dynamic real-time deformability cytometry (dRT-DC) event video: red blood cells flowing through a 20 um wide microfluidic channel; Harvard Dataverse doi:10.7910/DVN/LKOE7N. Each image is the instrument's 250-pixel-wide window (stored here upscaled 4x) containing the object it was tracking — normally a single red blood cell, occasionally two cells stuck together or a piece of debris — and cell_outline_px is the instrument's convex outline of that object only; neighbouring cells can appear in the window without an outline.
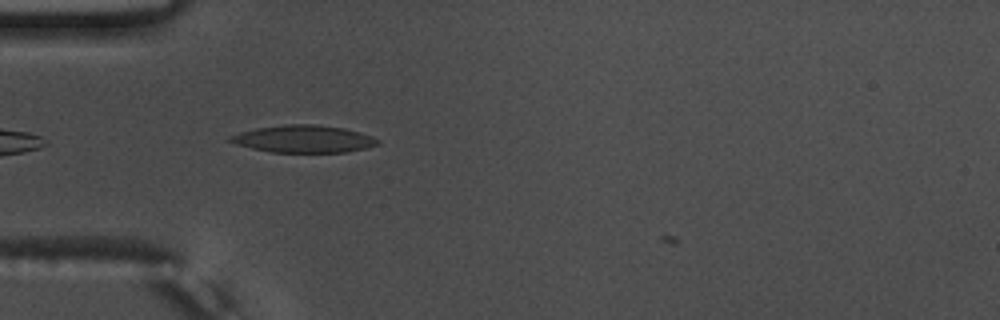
{"species": "common noctule bat (a hibernating species)", "species_latin": "Nyctalus noctula", "temperature_condition": "warm", "stored_images_in_passage": 8, "camera_frame_rate_fps": 3000, "um_per_image_px": 0.085, "animal": {"sex": "male", "body_mass_g": 17.5, "forearm_length_mm": 52.3}, "frame": {"image": 1, "passage_image": 7, "time_ms": 2.0, "image_size_px": [1000, 320], "cell_outline_px": [[380, 144], [368, 148], [348, 152], [272, 152], [252, 148], [236, 144], [228, 140], [228, 136], [240, 132], [256, 128], [284, 124], [316, 124], [344, 128], [360, 132], [372, 136], [380, 140]], "centroid_in_image_um": [25.84, 11.8], "position_along_channel_um": 59.2, "area_um2": 23.64}}